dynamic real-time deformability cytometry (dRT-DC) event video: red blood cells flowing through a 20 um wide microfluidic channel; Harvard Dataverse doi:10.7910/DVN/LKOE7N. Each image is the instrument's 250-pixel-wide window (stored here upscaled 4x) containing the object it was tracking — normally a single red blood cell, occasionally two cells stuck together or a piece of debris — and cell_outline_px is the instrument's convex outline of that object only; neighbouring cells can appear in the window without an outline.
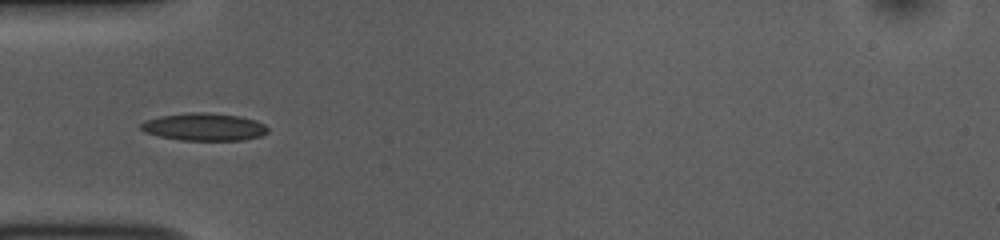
{"species": "common noctule bat (a hibernating species)", "species_latin": "Nyctalus noctula", "temperature_condition": "room temperature", "stored_images_in_passage": 34, "camera_frame_rate_fps": 3000, "um_per_image_px": 0.085, "animal": {"sex": "female", "body_mass_g": 10.0, "forearm_length_mm": 53.1}, "frame": {"image": 1, "passage_image": 2, "time_ms": 0.333, "image_size_px": [1000, 240], "cell_outline_px": [[268, 132], [260, 136], [244, 140], [180, 140], [160, 136], [144, 132], [140, 128], [140, 124], [144, 120], [160, 116], [192, 112], [204, 112], [240, 116], [256, 120], [264, 124], [268, 128]], "centroid_in_image_um": [17.35, 10.78], "position_along_channel_um": 67.7, "area_um2": 20.4}}
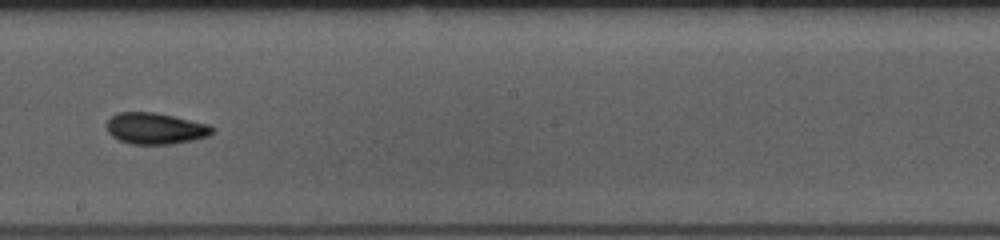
{"frame": {"image": 2, "passage_image": 15, "time_ms": 4.667, "image_size_px": [1000, 240], "cell_outline_px": [[212, 132], [208, 136], [192, 140], [172, 144], [132, 144], [120, 140], [112, 136], [108, 132], [104, 124], [112, 116], [120, 112], [156, 112], [208, 124], [212, 128]], "centroid_in_image_um": [13.16, 10.91], "position_along_channel_um": 235.0, "area_um2": 19.19}}
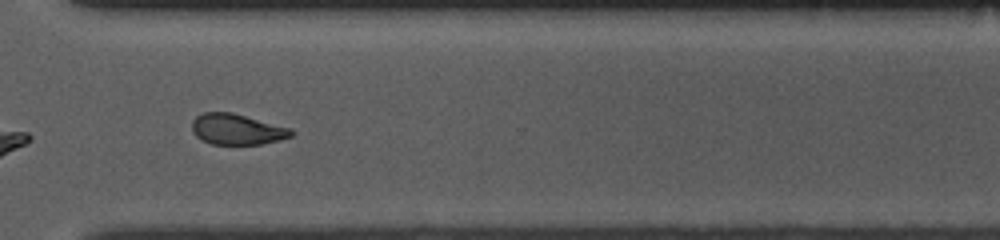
{"frame": {"image": 3, "passage_image": 24, "time_ms": 7.667, "image_size_px": [1000, 240], "cell_outline_px": [[292, 136], [280, 140], [260, 144], [212, 144], [196, 136], [192, 132], [192, 120], [196, 116], [204, 112], [232, 112], [292, 128]], "centroid_in_image_um": [20.14, 10.98], "position_along_channel_um": 350.5, "area_um2": 17.8}, "authors_computed_cell_mechanics": {"area_um2": 18.9873, "velocity_mm_per_s": 3.8491, "shape_relaxation_time_tau1_ms": 3.8755, "shape_relaxation_time_tau2_ms": 2.967, "deformation_change_tau1": 0.1037, "deformation_change_tau2": 0.0902}}